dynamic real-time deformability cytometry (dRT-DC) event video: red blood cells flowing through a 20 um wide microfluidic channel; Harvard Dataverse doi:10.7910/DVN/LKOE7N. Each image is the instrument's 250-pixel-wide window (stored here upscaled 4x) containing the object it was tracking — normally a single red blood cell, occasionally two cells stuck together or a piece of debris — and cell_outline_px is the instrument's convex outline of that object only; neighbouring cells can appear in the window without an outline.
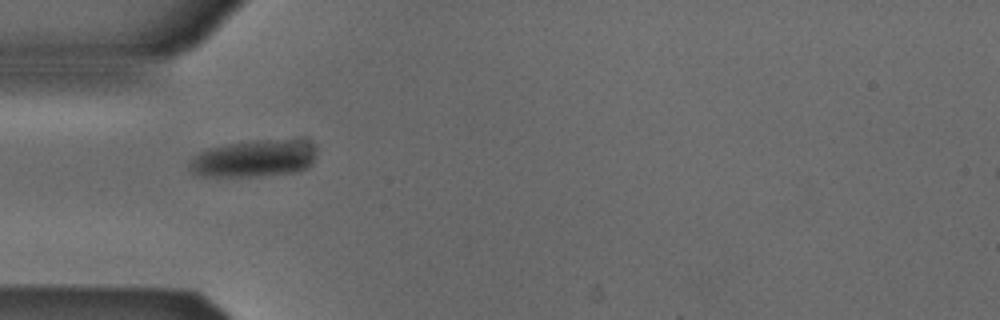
{"species": "Egyptian fruit bat (a non-hibernating species)", "species_latin": "Rousettus aegyptiacus", "temperature_condition": "cold", "stored_images_in_passage": 1, "camera_frame_rate_fps": 3000, "um_per_image_px": 0.085, "animal": {"sex": "male"}, "frame": {"image": 1, "passage_image": 1, "time_ms": 0.0, "image_size_px": [1000, 320], "cell_outline_px": [[316, 156], [312, 164], [308, 168], [296, 172], [256, 176], [200, 176], [192, 172], [188, 168], [188, 164], [192, 156], [208, 148], [224, 144], [256, 140], [304, 140], [312, 144], [316, 148]], "centroid_in_image_um": [21.58, 13.47], "position_along_channel_um": 63.4, "area_um2": 27.74}}